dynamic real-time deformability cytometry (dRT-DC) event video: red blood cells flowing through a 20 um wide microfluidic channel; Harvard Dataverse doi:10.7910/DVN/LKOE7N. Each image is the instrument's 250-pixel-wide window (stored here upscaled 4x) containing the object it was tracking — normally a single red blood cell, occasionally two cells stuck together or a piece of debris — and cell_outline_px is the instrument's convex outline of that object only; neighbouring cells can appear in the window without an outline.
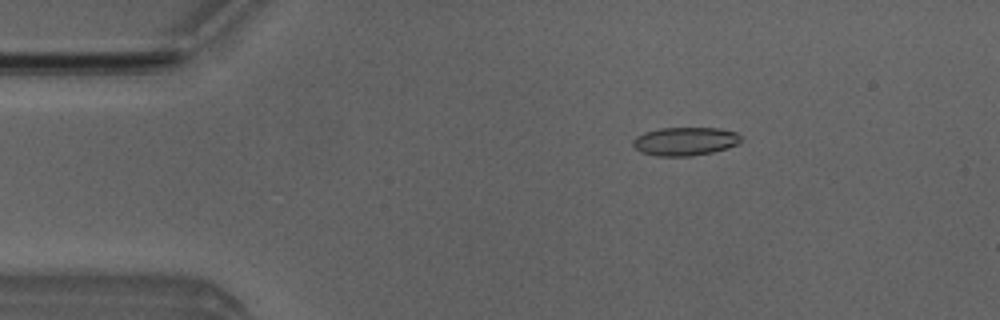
{"species": "Egyptian fruit bat (a non-hibernating species)", "species_latin": "Rousettus aegyptiacus", "temperature_condition": "room temperature", "stored_images_in_passage": 5, "camera_frame_rate_fps": 3000, "um_per_image_px": 0.085, "animal": {"sex": "male"}, "frame": {"image": 1, "passage_image": 3, "time_ms": 2.333, "image_size_px": [1000, 320], "cell_outline_px": [[744, 140], [736, 144], [712, 152], [692, 156], [656, 156], [640, 152], [632, 144], [632, 140], [636, 136], [644, 132], [660, 128], [720, 128], [736, 132]], "centroid_in_image_um": [58.2, 12.01], "position_along_channel_um": 26.8, "area_um2": 17.92}}